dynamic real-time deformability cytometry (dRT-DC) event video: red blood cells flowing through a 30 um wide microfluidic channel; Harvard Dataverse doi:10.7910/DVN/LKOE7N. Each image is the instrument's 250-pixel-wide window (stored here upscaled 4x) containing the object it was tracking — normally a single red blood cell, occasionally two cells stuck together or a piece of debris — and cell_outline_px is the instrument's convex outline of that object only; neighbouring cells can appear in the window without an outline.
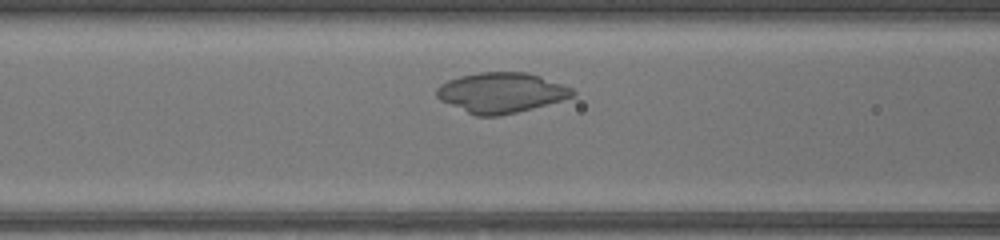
{"species": "common noctule bat (a hibernating species)", "species_latin": "Nyctalus noctula", "temperature_condition": "warm", "stored_images_in_passage": 29, "camera_frame_rate_fps": 3000, "um_per_image_px": 0.085, "animal": {"sex": "female", "body_mass_g": 17.0, "forearm_length_mm": 48.0}, "frame": {"image": 1, "passage_image": 8, "time_ms": 2.333, "image_size_px": [1000, 240], "cell_outline_px": [[576, 96], [532, 108], [500, 116], [476, 116], [440, 100], [436, 96], [436, 88], [440, 84], [448, 80], [460, 76], [480, 72], [528, 72], [540, 76], [572, 88], [576, 92]], "centroid_in_image_um": [42.59, 7.87], "position_along_channel_um": 124.0, "area_um2": 31.73}}
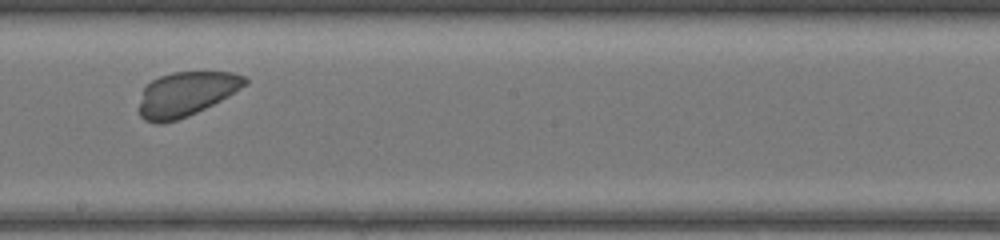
{"frame": {"image": 2, "passage_image": 16, "time_ms": 5.0, "image_size_px": [1000, 240], "cell_outline_px": [[248, 84], [236, 92], [188, 116], [164, 124], [156, 124], [144, 120], [140, 116], [140, 104], [144, 88], [152, 80], [160, 76], [172, 72], [232, 72], [244, 76], [248, 80]], "centroid_in_image_um": [15.83, 7.99], "position_along_channel_um": 232.4, "area_um2": 27.22}}
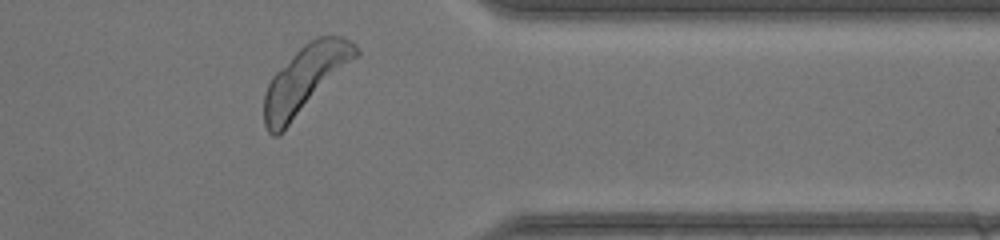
{"frame": {"image": 3, "passage_image": 28, "time_ms": 9.0, "image_size_px": [1000, 240], "cell_outline_px": [[360, 52], [276, 136], [272, 136], [268, 132], [264, 124], [264, 92], [272, 76], [308, 40], [316, 36], [344, 36], [356, 44], [360, 48]], "centroid_in_image_um": [25.91, 6.67], "position_along_channel_um": 385.5, "area_um2": 34.33}}